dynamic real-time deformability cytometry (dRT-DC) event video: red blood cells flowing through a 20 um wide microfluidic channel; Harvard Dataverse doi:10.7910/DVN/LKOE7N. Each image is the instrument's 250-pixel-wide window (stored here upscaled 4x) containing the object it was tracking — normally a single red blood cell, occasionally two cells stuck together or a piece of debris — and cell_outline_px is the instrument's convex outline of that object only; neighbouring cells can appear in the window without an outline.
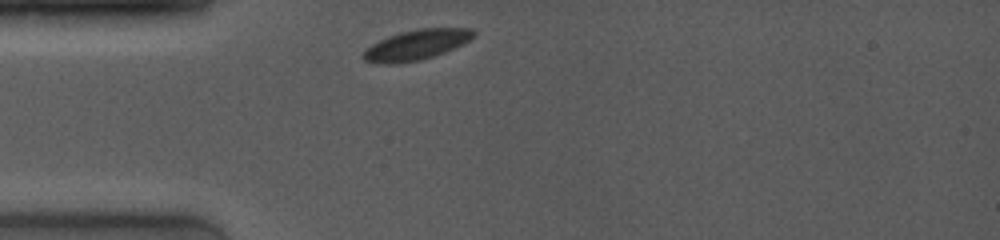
{"species": "common noctule bat (a hibernating species)", "species_latin": "Nyctalus noctula", "temperature_condition": "room temperature", "stored_images_in_passage": 7, "camera_frame_rate_fps": 4000, "um_per_image_px": 0.085, "animal": {"sex": "female", "body_mass_g": 19.0, "forearm_length_mm": 53.3}, "frame": {"image": 1, "passage_image": 1, "time_ms": 0.0, "image_size_px": [1000, 240], "cell_outline_px": [[476, 32], [464, 44], [444, 52], [420, 60], [396, 64], [376, 64], [364, 60], [360, 56], [372, 44], [388, 36], [400, 32], [420, 28], [472, 28]], "centroid_in_image_um": [35.36, 3.82], "position_along_channel_um": 49.6, "area_um2": 19.36}}
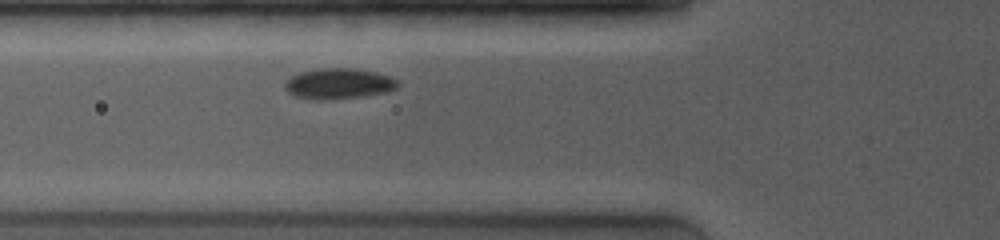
{"frame": {"image": 2, "passage_image": 5, "time_ms": 1.5, "image_size_px": [1000, 240], "cell_outline_px": [[400, 84], [396, 88], [388, 92], [364, 96], [320, 100], [292, 96], [284, 88], [284, 84], [292, 76], [300, 72], [320, 68], [352, 68], [376, 72], [388, 76], [396, 80]], "centroid_in_image_um": [28.78, 7.11], "position_along_channel_um": 97.0, "area_um2": 20.11}}